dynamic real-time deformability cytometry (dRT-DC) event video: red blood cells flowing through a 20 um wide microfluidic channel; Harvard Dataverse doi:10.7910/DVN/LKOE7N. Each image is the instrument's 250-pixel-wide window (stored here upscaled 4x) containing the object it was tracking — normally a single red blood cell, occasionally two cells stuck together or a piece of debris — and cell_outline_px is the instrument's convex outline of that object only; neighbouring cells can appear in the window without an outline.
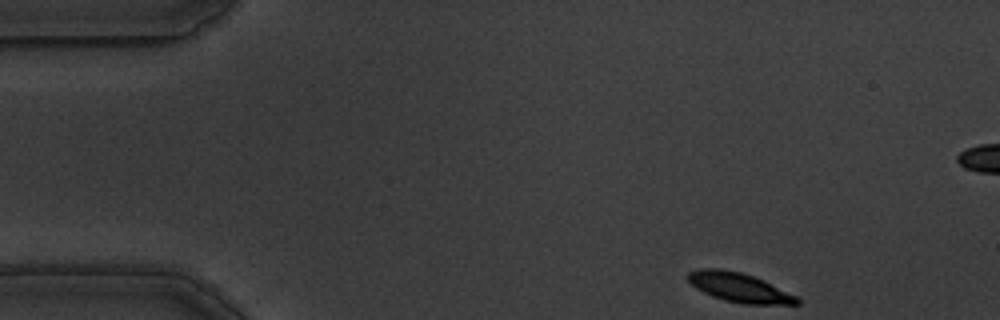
{"species": "common noctule bat (a hibernating species)", "species_latin": "Nyctalus noctula", "temperature_condition": "warm", "stored_images_in_passage": 53, "camera_frame_rate_fps": 3000, "um_per_image_px": 0.085, "animal": {"sex": "male", "body_mass_g": 19.5, "forearm_length_mm": 54.6}, "frame": {"image": 1, "passage_image": 1, "time_ms": 0.0, "image_size_px": [1000, 320], "cell_outline_px": [[800, 304], [744, 304], [724, 300], [712, 296], [696, 288], [688, 280], [688, 272], [700, 268], [720, 268], [740, 272], [764, 280], [796, 296], [800, 300]], "centroid_in_image_um": [62.82, 24.43], "position_along_channel_um": 22.2, "area_um2": 18.44}}
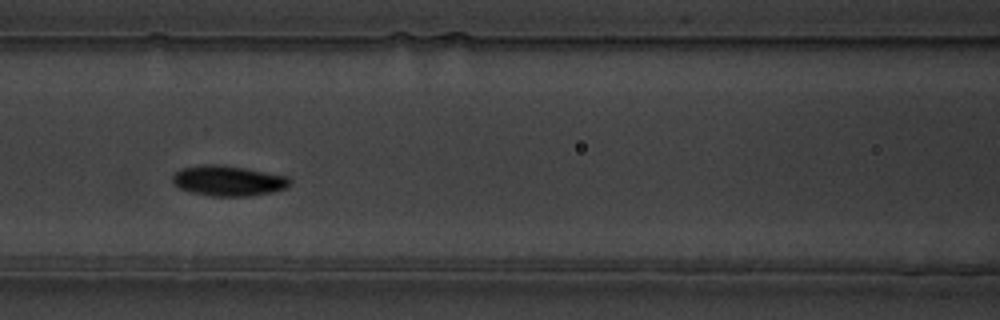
{"frame": {"image": 2, "passage_image": 19, "time_ms": 6.0, "image_size_px": [1000, 320], "cell_outline_px": [[292, 184], [288, 188], [272, 192], [248, 196], [212, 196], [192, 192], [180, 188], [172, 184], [172, 176], [176, 172], [184, 168], [204, 164], [220, 164], [244, 168], [288, 176], [292, 180]], "centroid_in_image_um": [19.44, 15.36], "position_along_channel_um": 147.2, "area_um2": 20.81}}
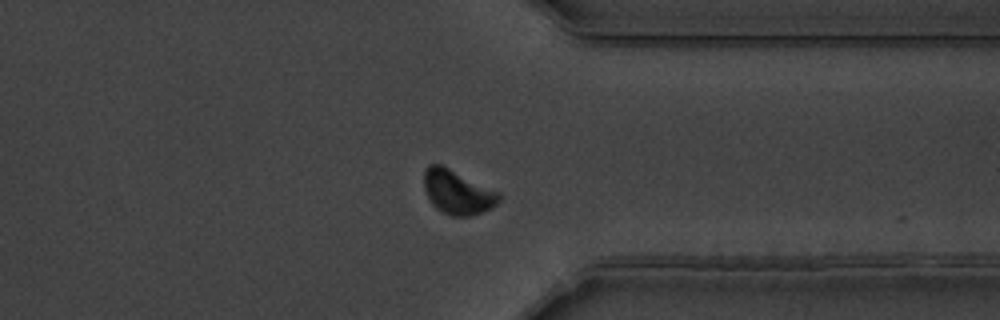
{"frame": {"image": 3, "passage_image": 39, "time_ms": 12.667, "image_size_px": [1000, 320], "cell_outline_px": [[500, 200], [492, 208], [468, 216], [452, 216], [436, 208], [432, 204], [424, 188], [424, 168], [428, 164], [440, 164], [500, 192]], "centroid_in_image_um": [38.88, 16.32], "position_along_channel_um": 372.5, "area_um2": 19.13}, "authors_computed_cell_mechanics": {"area_um2": 19.074, "velocity_mm_per_s": 3.4233, "shape_relaxation_time_tau1_ms": 4.2315, "shape_relaxation_time_tau2_ms": 2.761, "deformation_change_tau1": 0.158, "deformation_change_tau2": 0.0483}}